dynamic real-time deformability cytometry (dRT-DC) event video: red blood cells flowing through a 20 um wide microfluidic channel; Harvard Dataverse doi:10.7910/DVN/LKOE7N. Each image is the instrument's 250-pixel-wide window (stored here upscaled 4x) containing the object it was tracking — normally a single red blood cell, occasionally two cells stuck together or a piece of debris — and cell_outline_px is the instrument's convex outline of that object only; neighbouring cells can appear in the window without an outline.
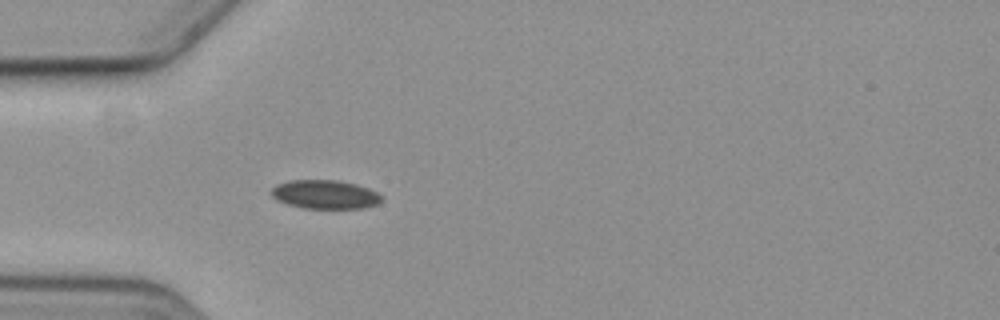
{"species": "common noctule bat (a hibernating species)", "species_latin": "Nyctalus noctula", "temperature_condition": "cold", "stored_images_in_passage": 3, "camera_frame_rate_fps": 3000, "um_per_image_px": 0.085, "animal": {"sex": "female", "body_mass_g": 19.3, "forearm_length_mm": 54.1}, "frame": {"image": 1, "passage_image": 3, "time_ms": 2.667, "image_size_px": [1000, 320], "cell_outline_px": [[384, 200], [380, 204], [364, 208], [304, 208], [288, 204], [276, 200], [272, 196], [272, 188], [276, 184], [288, 180], [336, 180], [356, 184], [368, 188], [384, 196]], "centroid_in_image_um": [27.67, 16.53], "position_along_channel_um": 57.3, "area_um2": 18.67}}